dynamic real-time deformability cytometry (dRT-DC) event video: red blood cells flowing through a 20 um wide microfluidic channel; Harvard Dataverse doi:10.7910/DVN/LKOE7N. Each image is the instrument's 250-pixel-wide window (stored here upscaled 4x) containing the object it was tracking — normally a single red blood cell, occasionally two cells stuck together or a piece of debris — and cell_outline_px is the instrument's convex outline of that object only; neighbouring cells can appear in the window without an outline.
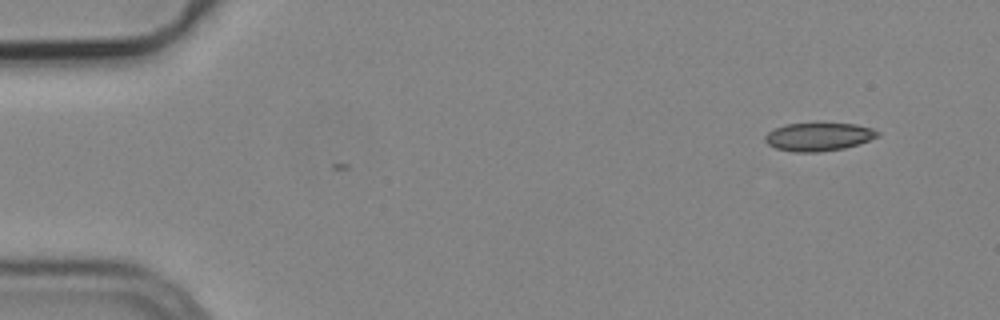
{"species": "common noctule bat (a hibernating species)", "species_latin": "Nyctalus noctula", "temperature_condition": "cold", "stored_images_in_passage": 2, "camera_frame_rate_fps": 3000, "um_per_image_px": 0.085, "animal": {"sex": "male", "body_mass_g": 19.2, "forearm_length_mm": 51.8}, "frame": {"image": 1, "passage_image": 1, "time_ms": 0.0, "image_size_px": [1000, 320], "cell_outline_px": [[880, 136], [844, 148], [820, 152], [792, 152], [776, 148], [768, 144], [764, 140], [764, 136], [768, 132], [784, 124], [856, 124], [872, 128], [880, 132]], "centroid_in_image_um": [69.57, 11.63], "position_along_channel_um": 15.4, "area_um2": 18.32}}